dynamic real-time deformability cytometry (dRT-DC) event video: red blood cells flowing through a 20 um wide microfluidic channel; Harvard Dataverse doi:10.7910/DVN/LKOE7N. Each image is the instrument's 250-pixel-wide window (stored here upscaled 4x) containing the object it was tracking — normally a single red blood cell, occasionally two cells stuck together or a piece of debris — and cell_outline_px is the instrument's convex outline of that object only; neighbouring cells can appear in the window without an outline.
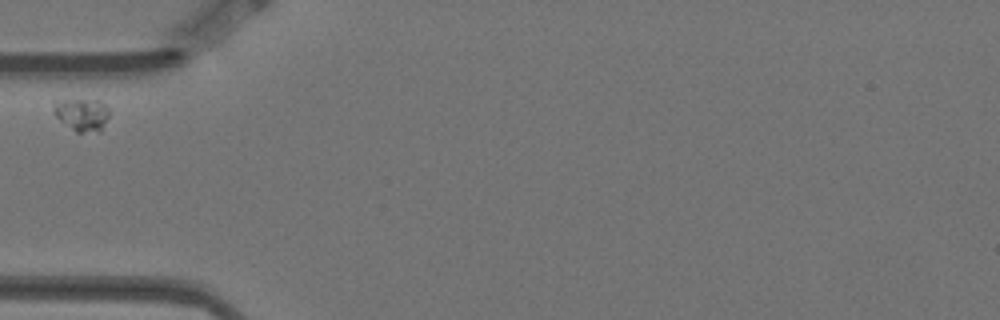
{"species": "Egyptian fruit bat (a non-hibernating species)", "species_latin": "Rousettus aegyptiacus", "temperature_condition": "warm", "stored_images_in_passage": 2, "camera_frame_rate_fps": 3000, "um_per_image_px": 0.085, "animal": {"sex": "female"}, "frame": {"image": 1, "passage_image": 1, "time_ms": 0.0, "image_size_px": [1000, 320], "cell_outline_px": [[108, 116], [100, 132], [76, 132], [64, 124], [52, 112], [52, 100], [100, 100], [108, 108]], "centroid_in_image_um": [6.91, 9.73], "position_along_channel_um": 78.1, "area_um2": 10.69}}